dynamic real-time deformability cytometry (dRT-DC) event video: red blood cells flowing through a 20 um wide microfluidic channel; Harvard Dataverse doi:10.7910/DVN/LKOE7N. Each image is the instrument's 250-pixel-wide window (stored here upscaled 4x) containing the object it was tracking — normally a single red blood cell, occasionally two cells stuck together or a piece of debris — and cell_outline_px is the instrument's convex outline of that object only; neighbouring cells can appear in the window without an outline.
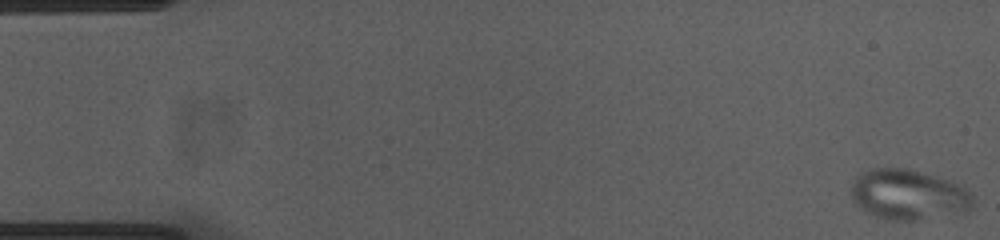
{"species": "common noctule bat (a hibernating species)", "species_latin": "Nyctalus noctula", "temperature_condition": "cold", "stored_images_in_passage": 54, "camera_frame_rate_fps": 3000, "um_per_image_px": 0.085, "animal": {"sex": "female", "body_mass_g": 23.0, "forearm_length_mm": 53.4}, "frame": {"image": 1, "passage_image": 1, "time_ms": 0.0, "image_size_px": [1000, 240], "cell_outline_px": [[976, 204], [968, 212], [916, 220], [888, 220], [876, 216], [860, 208], [852, 200], [852, 184], [856, 176], [860, 172], [872, 168], [904, 168], [948, 180], [972, 192]], "centroid_in_image_um": [77.24, 16.56], "position_along_channel_um": 7.8, "area_um2": 35.78}}
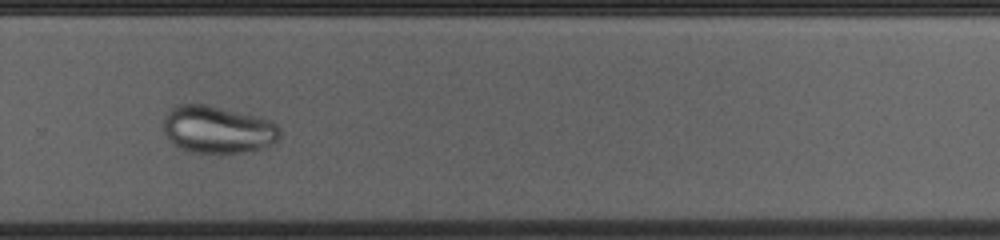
{"frame": {"image": 2, "passage_image": 37, "time_ms": 12.0, "image_size_px": [1000, 240], "cell_outline_px": [[280, 136], [272, 144], [260, 148], [244, 152], [188, 152], [172, 144], [164, 132], [164, 116], [176, 104], [208, 104], [272, 120], [280, 128]], "centroid_in_image_um": [18.49, 11.0], "position_along_channel_um": 311.3, "area_um2": 32.14}}
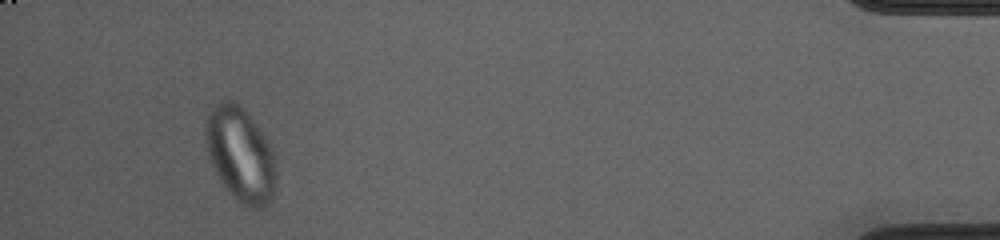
{"frame": {"image": 3, "passage_image": 51, "time_ms": 16.667, "image_size_px": [1000, 240], "cell_outline_px": [[276, 184], [272, 196], [268, 204], [264, 208], [248, 208], [240, 204], [236, 200], [220, 180], [212, 164], [208, 152], [208, 112], [220, 100], [236, 100], [248, 112], [272, 148], [276, 164]], "centroid_in_image_um": [20.49, 13.15], "position_along_channel_um": 414.7, "area_um2": 38.49}}